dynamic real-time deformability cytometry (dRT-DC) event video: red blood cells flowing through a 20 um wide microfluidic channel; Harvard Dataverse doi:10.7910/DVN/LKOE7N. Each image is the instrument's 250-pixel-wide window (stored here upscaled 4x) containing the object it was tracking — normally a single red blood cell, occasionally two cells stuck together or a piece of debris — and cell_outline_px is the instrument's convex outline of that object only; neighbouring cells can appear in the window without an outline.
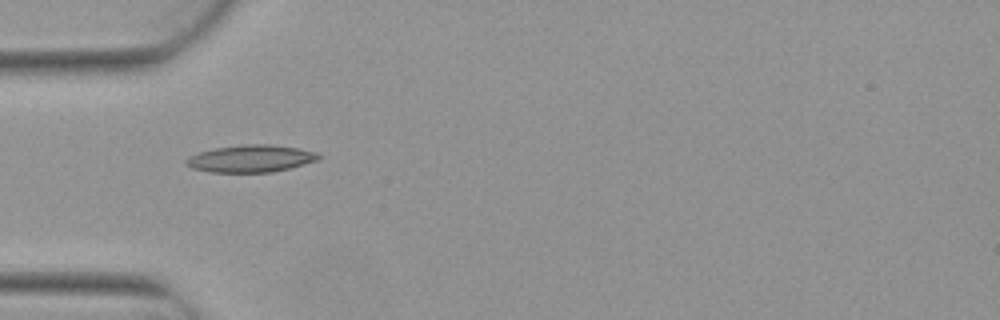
{"species": "Egyptian fruit bat (a non-hibernating species)", "species_latin": "Rousettus aegyptiacus", "temperature_condition": "warm", "stored_images_in_passage": 3, "camera_frame_rate_fps": 3000, "um_per_image_px": 0.085, "animal": {"sex": "female"}, "frame": {"image": 1, "passage_image": 1, "time_ms": 0.0, "image_size_px": [1000, 320], "cell_outline_px": [[320, 156], [316, 160], [288, 168], [272, 172], [212, 172], [192, 168], [184, 164], [184, 160], [188, 156], [200, 152], [216, 148], [244, 144], [268, 144], [296, 148], [316, 152]], "centroid_in_image_um": [21.25, 13.48], "position_along_channel_um": 63.8, "area_um2": 20.69}}
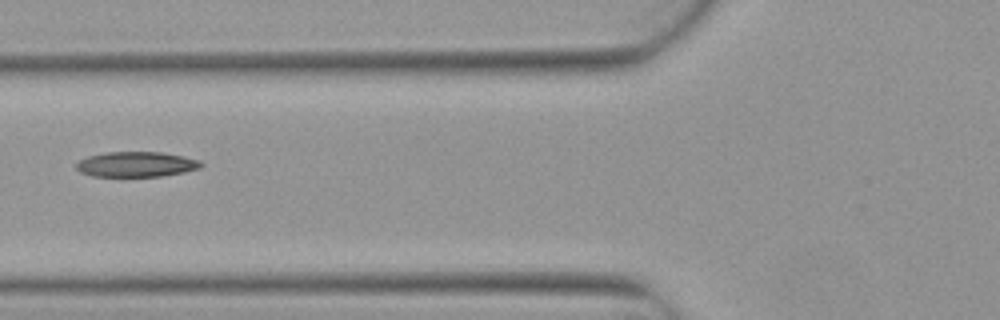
{"frame": {"image": 2, "passage_image": 2, "time_ms": 0.333, "image_size_px": [1000, 320], "cell_outline_px": [[204, 164], [200, 168], [184, 172], [160, 176], [92, 176], [80, 172], [76, 168], [76, 164], [80, 160], [88, 156], [104, 152], [160, 152], [184, 156], [200, 160]], "centroid_in_image_um": [11.6, 13.96], "position_along_channel_um": 114.2, "area_um2": 18.32}}
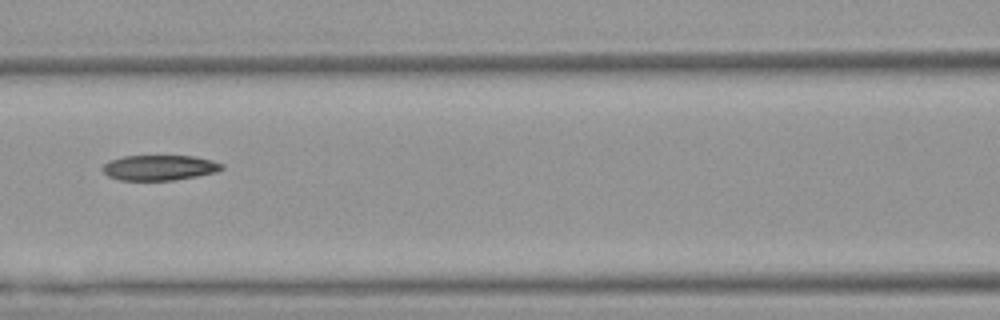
{"frame": {"image": 3, "passage_image": 3, "time_ms": 0.667, "image_size_px": [1000, 320], "cell_outline_px": [[224, 168], [216, 172], [196, 176], [172, 180], [120, 180], [108, 176], [100, 168], [108, 160], [124, 156], [196, 156], [212, 160], [224, 164]], "centroid_in_image_um": [13.54, 14.24], "position_along_channel_um": 153.1, "area_um2": 17.63}}